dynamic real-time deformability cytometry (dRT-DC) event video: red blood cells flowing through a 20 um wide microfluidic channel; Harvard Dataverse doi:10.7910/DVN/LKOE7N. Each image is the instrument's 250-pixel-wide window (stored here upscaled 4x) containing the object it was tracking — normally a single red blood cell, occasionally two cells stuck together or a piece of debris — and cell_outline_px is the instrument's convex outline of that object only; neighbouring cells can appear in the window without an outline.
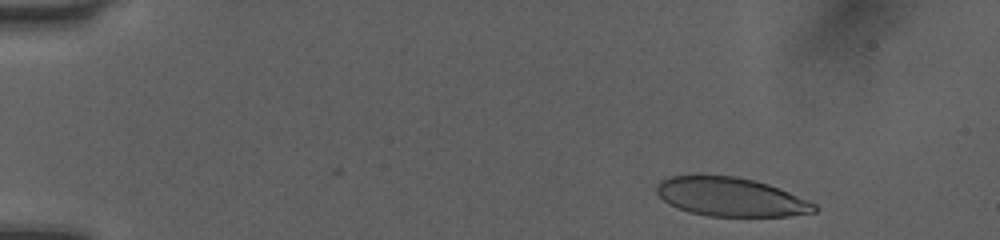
{"species": "human", "species_latin": "Homo sapiens", "temperature_condition": "room temperature", "stored_images_in_passage": 45, "camera_frame_rate_fps": 3000, "um_per_image_px": 0.085, "donor": {"sex": "female"}, "frame": {"image": 1, "passage_image": 1, "time_ms": 0.0, "image_size_px": [1000, 240], "cell_outline_px": [[816, 212], [788, 216], [708, 216], [688, 212], [668, 204], [656, 192], [656, 184], [660, 180], [672, 176], [696, 172], [736, 176], [768, 184], [808, 200], [816, 204]], "centroid_in_image_um": [62.03, 16.7], "position_along_channel_um": 23.0, "area_um2": 36.36}}
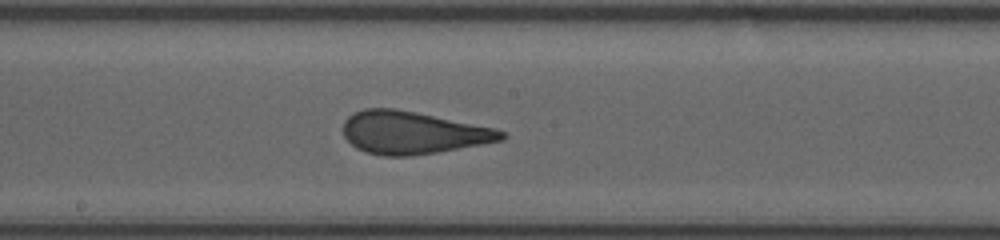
{"frame": {"image": 2, "passage_image": 23, "time_ms": 7.333, "image_size_px": [1000, 240], "cell_outline_px": [[508, 136], [504, 140], [436, 152], [408, 156], [384, 156], [364, 152], [356, 148], [344, 136], [344, 120], [348, 116], [364, 108], [396, 108], [416, 112], [492, 128], [504, 132]], "centroid_in_image_um": [35.04, 11.28], "position_along_channel_um": 213.2, "area_um2": 38.9}}
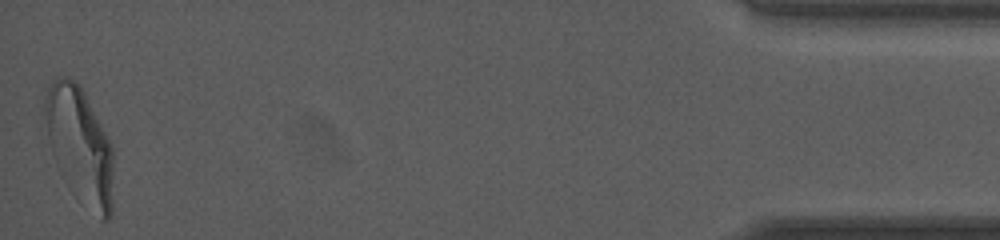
{"frame": {"image": 3, "passage_image": 45, "time_ms": 14.667, "image_size_px": [1000, 240], "cell_outline_px": [[112, 216], [108, 220], [100, 220], [48, 136], [44, 112], [44, 100], [48, 88], [52, 80], [56, 76], [68, 76], [80, 84], [108, 136], [112, 144]], "centroid_in_image_um": [6.87, 12.06], "position_along_channel_um": 428.3, "area_um2": 42.25}, "authors_computed_cell_mechanics": {"area_um2": 39.4196, "velocity_mm_per_s": 4.0551, "shape_relaxation_time_tau1_ms": 5.108, "shape_relaxation_time_tau2_ms": 0.8272, "deformation_change_tau1": 0.1879, "deformation_change_tau2": 0.0739}}